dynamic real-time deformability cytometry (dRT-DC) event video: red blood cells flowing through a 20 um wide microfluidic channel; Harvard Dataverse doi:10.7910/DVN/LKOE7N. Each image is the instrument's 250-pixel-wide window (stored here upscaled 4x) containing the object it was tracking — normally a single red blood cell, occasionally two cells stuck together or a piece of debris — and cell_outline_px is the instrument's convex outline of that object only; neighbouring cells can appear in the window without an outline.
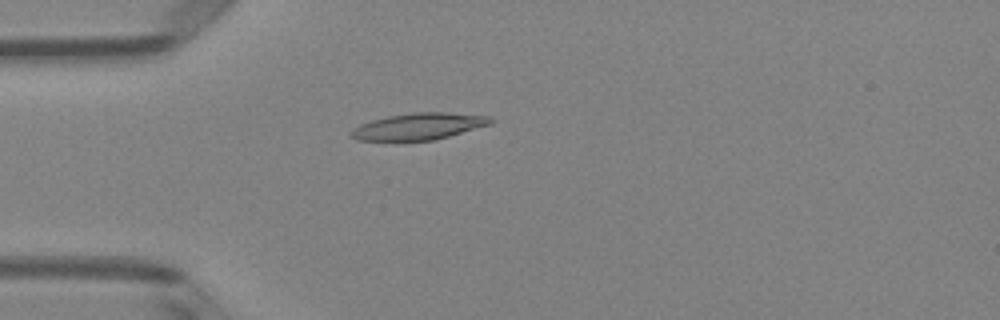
{"species": "Egyptian fruit bat (a non-hibernating species)", "species_latin": "Rousettus aegyptiacus", "temperature_condition": "room temperature", "stored_images_in_passage": 41, "camera_frame_rate_fps": 3000, "um_per_image_px": 0.085, "animal": {"sex": "female"}, "frame": {"image": 1, "passage_image": 5, "time_ms": 1.333, "image_size_px": [1000, 320], "cell_outline_px": [[492, 124], [436, 140], [356, 140], [348, 136], [352, 128], [360, 124], [372, 120], [388, 116], [412, 112], [448, 112], [488, 116], [492, 120]], "centroid_in_image_um": [35.57, 10.74], "position_along_channel_um": 49.4, "area_um2": 21.73}}
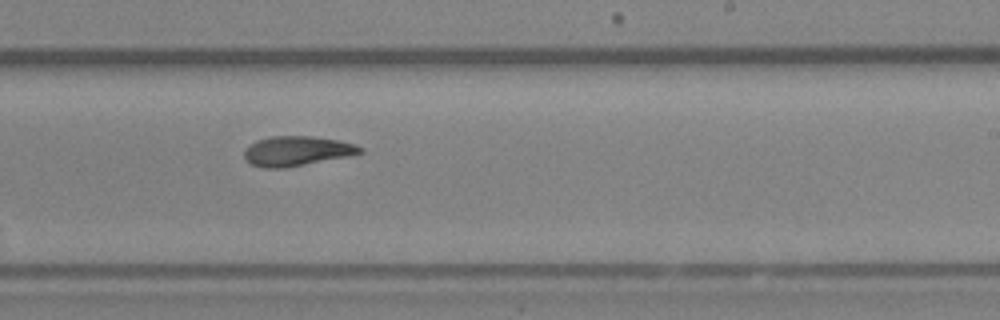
{"frame": {"image": 2, "passage_image": 22, "time_ms": 7.0, "image_size_px": [1000, 320], "cell_outline_px": [[364, 152], [348, 156], [284, 168], [260, 168], [244, 160], [244, 152], [256, 140], [272, 136], [312, 136], [336, 140], [356, 144], [364, 148]], "centroid_in_image_um": [25.23, 12.84], "position_along_channel_um": 263.8, "area_um2": 20.0}}
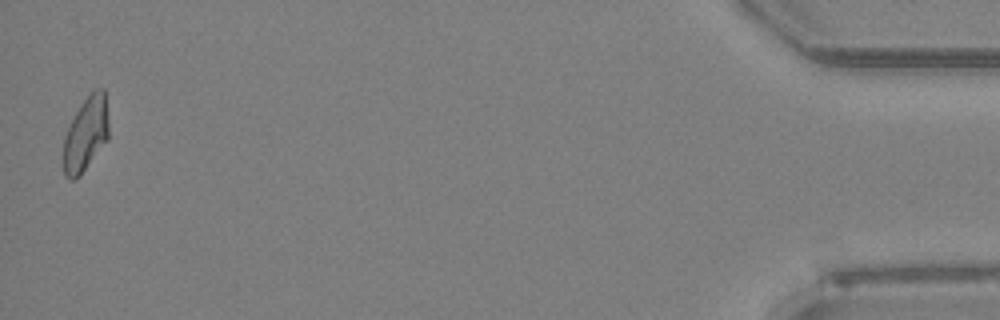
{"frame": {"image": 3, "passage_image": 41, "time_ms": 13.333, "image_size_px": [1000, 320], "cell_outline_px": [[108, 140], [80, 176], [72, 180], [64, 176], [64, 136], [80, 104], [96, 88], [104, 88], [108, 120]], "centroid_in_image_um": [7.3, 11.41], "position_along_channel_um": 427.9, "area_um2": 19.48}, "authors_computed_cell_mechanics": {"area_um2": 19.8254, "velocity_mm_per_s": 4.0128, "shape_relaxation_time_tau1_ms": null, "shape_relaxation_time_tau2_ms": 3.3482, "deformation_change_tau1": null, "deformation_change_tau2": 0.1026}}